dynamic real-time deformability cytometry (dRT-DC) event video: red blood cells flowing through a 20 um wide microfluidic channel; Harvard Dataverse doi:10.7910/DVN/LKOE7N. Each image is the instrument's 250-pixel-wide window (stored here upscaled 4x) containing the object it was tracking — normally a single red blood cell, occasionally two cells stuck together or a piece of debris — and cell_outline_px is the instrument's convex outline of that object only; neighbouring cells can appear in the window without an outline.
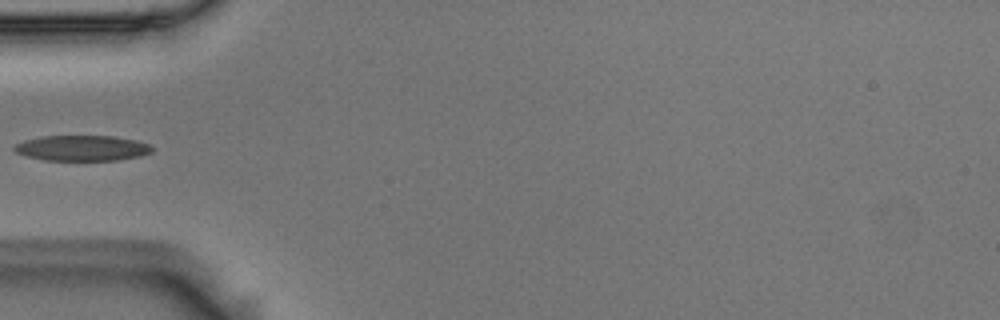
{"species": "Egyptian fruit bat (a non-hibernating species)", "species_latin": "Rousettus aegyptiacus", "temperature_condition": "room temperature", "stored_images_in_passage": 6, "camera_frame_rate_fps": 3000, "um_per_image_px": 0.085, "animal": {"sex": "male"}, "frame": {"image": 1, "passage_image": 5, "time_ms": 1.333, "image_size_px": [1000, 320], "cell_outline_px": [[152, 152], [140, 156], [120, 160], [44, 160], [28, 156], [16, 152], [12, 148], [16, 144], [24, 140], [40, 136], [112, 136], [136, 140], [148, 144], [152, 148]], "centroid_in_image_um": [6.97, 12.58], "position_along_channel_um": 78.0, "area_um2": 20.4}}
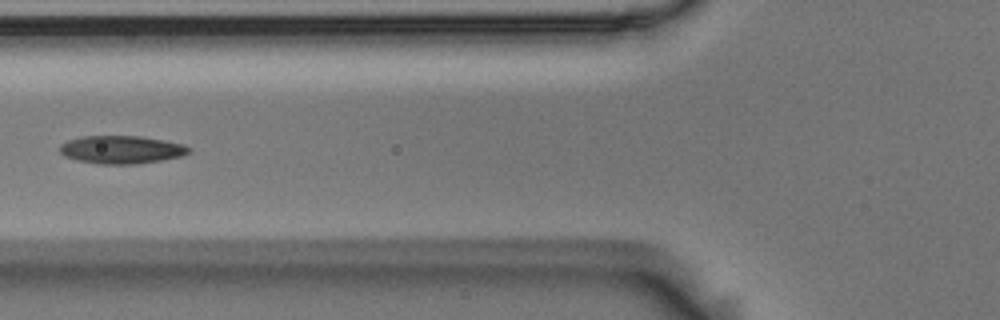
{"frame": {"image": 2, "passage_image": 6, "time_ms": 1.667, "image_size_px": [1000, 320], "cell_outline_px": [[192, 152], [180, 156], [160, 160], [136, 164], [100, 164], [76, 160], [64, 156], [60, 152], [60, 144], [68, 140], [80, 136], [140, 136], [184, 144], [192, 148]], "centroid_in_image_um": [10.32, 12.72], "position_along_channel_um": 115.5, "area_um2": 21.1}}